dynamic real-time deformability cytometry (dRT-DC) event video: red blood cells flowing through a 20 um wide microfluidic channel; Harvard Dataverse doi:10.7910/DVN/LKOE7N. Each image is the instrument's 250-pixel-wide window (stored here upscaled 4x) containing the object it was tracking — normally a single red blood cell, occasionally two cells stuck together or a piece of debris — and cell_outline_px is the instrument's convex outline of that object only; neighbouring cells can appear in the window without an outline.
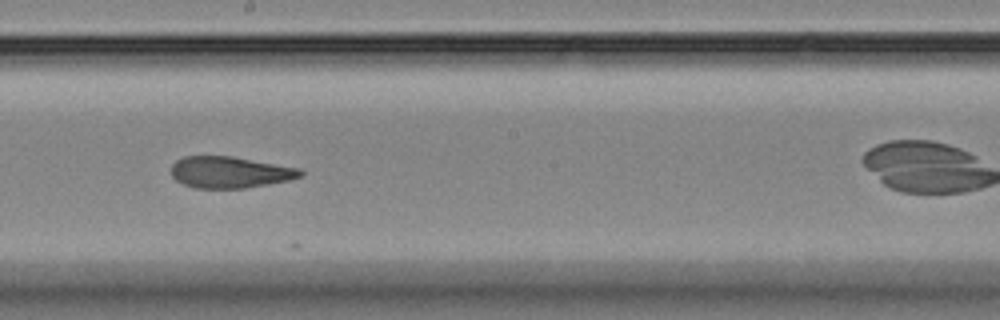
{"species": "Egyptian fruit bat (a non-hibernating species)", "species_latin": "Rousettus aegyptiacus", "temperature_condition": "room temperature", "stored_images_in_passage": 10, "camera_frame_rate_fps": 3000, "um_per_image_px": 0.085, "animal": {"sex": "female"}, "frame": {"image": 1, "passage_image": 5, "time_ms": 4.333, "image_size_px": [1000, 320], "cell_outline_px": [[304, 176], [288, 180], [268, 184], [244, 188], [192, 188], [176, 180], [172, 176], [172, 164], [176, 160], [184, 156], [232, 156], [300, 168], [304, 172]], "centroid_in_image_um": [19.55, 14.64], "position_along_channel_um": 228.7, "area_um2": 23.76}}